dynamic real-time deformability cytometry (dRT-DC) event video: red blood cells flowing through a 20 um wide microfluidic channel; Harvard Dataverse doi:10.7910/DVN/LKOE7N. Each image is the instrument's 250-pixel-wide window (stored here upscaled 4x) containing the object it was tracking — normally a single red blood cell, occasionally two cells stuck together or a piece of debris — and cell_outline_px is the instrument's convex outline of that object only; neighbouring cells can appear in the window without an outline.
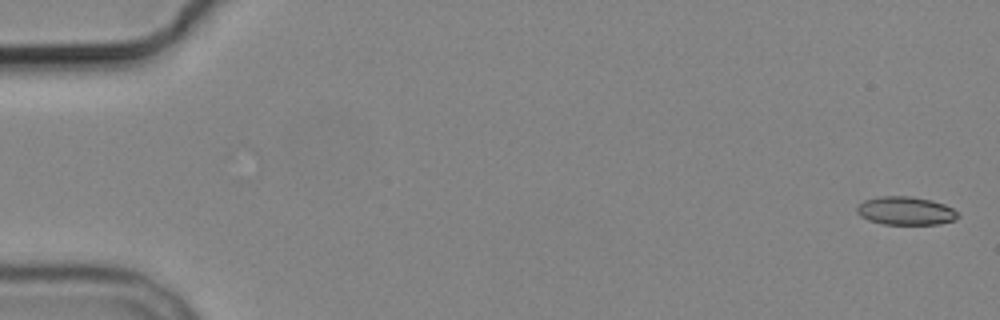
{"species": "common noctule bat (a hibernating species)", "species_latin": "Nyctalus noctula", "temperature_condition": "cold", "stored_images_in_passage": 9, "camera_frame_rate_fps": 3000, "um_per_image_px": 0.085, "animal": {"sex": "male", "body_mass_g": 19.2, "forearm_length_mm": 51.8}, "frame": {"image": 1, "passage_image": 1, "time_ms": 0.0, "image_size_px": [1000, 320], "cell_outline_px": [[960, 216], [956, 220], [940, 224], [884, 224], [868, 220], [860, 216], [856, 212], [856, 208], [864, 200], [880, 196], [912, 196], [932, 200], [944, 204], [952, 208]], "centroid_in_image_um": [76.99, 17.92], "position_along_channel_um": 8.0, "area_um2": 16.76}}
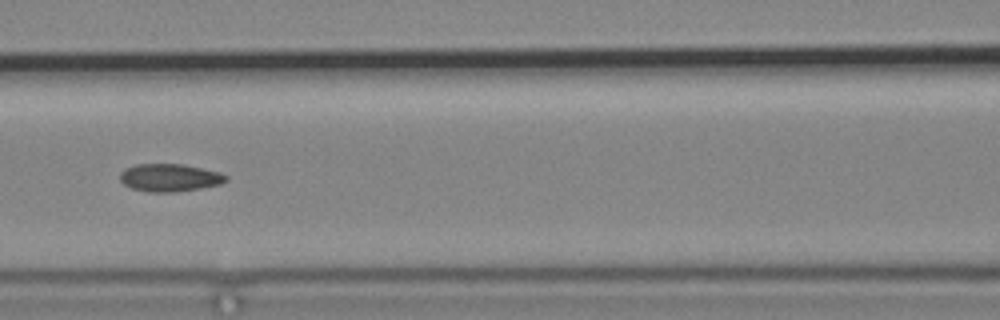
{"frame": {"image": 2, "passage_image": 7, "time_ms": 8.0, "image_size_px": [1000, 320], "cell_outline_px": [[228, 180], [220, 184], [200, 188], [172, 192], [148, 192], [132, 188], [124, 184], [120, 180], [120, 172], [124, 168], [136, 164], [184, 164], [220, 172], [228, 176]], "centroid_in_image_um": [14.42, 15.09], "position_along_channel_um": 152.2, "area_um2": 17.17}}
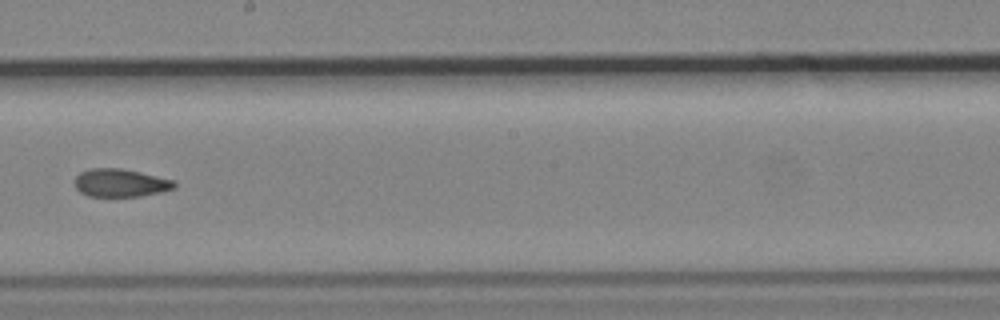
{"frame": {"image": 3, "passage_image": 9, "time_ms": 10.333, "image_size_px": [1000, 320], "cell_outline_px": [[176, 188], [160, 192], [140, 196], [88, 196], [80, 192], [76, 188], [76, 176], [80, 172], [88, 168], [120, 168], [140, 172], [172, 180], [176, 184]], "centroid_in_image_um": [10.22, 15.54], "position_along_channel_um": 238.0, "area_um2": 16.13}}